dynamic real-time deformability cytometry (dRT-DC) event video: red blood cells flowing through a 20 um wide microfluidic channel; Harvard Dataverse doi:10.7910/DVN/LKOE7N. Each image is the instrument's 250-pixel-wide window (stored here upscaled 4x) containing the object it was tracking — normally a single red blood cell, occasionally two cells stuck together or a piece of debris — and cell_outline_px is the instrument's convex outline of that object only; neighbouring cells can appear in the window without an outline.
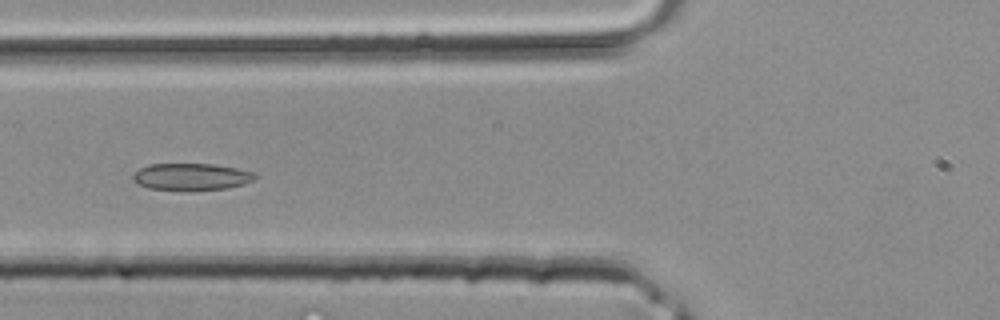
{"species": "common noctule bat (a hibernating species)", "species_latin": "Nyctalus noctula", "temperature_condition": "room temperature", "stored_images_in_passage": 31, "camera_frame_rate_fps": 3000, "um_per_image_px": 0.085, "animal": {"sex": "male", "body_mass_g": 20.4}, "frame": {"image": 1, "passage_image": 12, "time_ms": 3.667, "image_size_px": [1000, 320], "cell_outline_px": [[256, 176], [252, 180], [244, 184], [228, 188], [148, 188], [132, 180], [132, 176], [140, 168], [148, 164], [212, 164], [236, 168], [252, 172]], "centroid_in_image_um": [16.25, 14.98], "position_along_channel_um": 109.6, "area_um2": 18.26}}
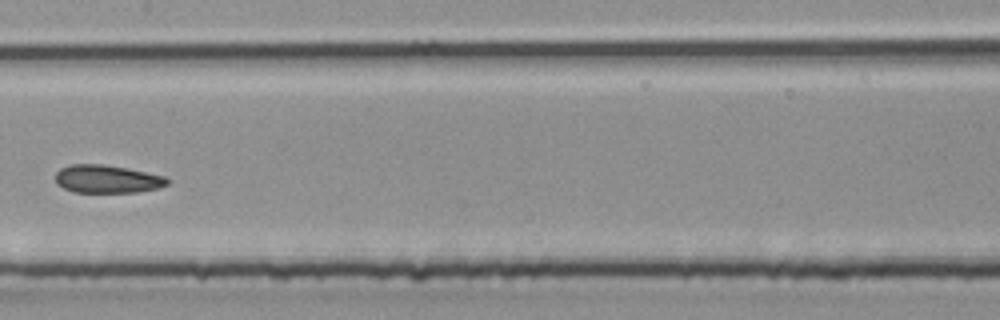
{"frame": {"image": 2, "passage_image": 17, "time_ms": 5.333, "image_size_px": [1000, 320], "cell_outline_px": [[168, 184], [160, 188], [136, 192], [72, 192], [56, 184], [56, 172], [60, 168], [72, 164], [104, 164], [164, 176], [168, 180]], "centroid_in_image_um": [9.07, 15.22], "position_along_channel_um": 198.3, "area_um2": 18.15}}
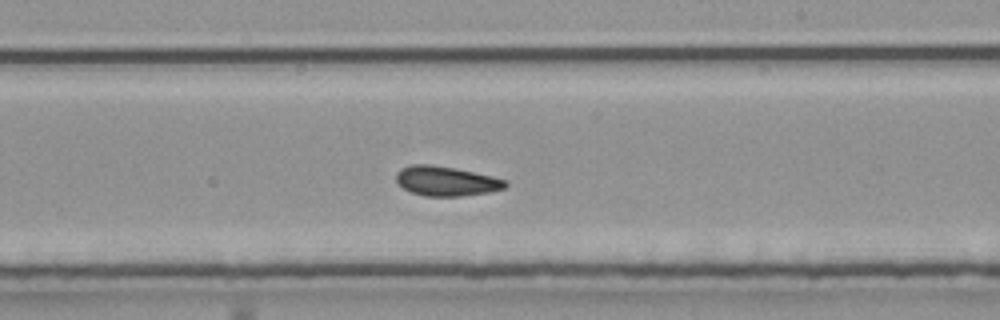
{"frame": {"image": 3, "passage_image": 20, "time_ms": 6.333, "image_size_px": [1000, 320], "cell_outline_px": [[508, 184], [504, 188], [488, 192], [460, 196], [424, 196], [412, 192], [404, 188], [396, 180], [396, 172], [400, 168], [412, 164], [428, 164], [452, 168], [492, 176], [508, 180]], "centroid_in_image_um": [37.91, 15.39], "position_along_channel_um": 251.1, "area_um2": 18.67}}